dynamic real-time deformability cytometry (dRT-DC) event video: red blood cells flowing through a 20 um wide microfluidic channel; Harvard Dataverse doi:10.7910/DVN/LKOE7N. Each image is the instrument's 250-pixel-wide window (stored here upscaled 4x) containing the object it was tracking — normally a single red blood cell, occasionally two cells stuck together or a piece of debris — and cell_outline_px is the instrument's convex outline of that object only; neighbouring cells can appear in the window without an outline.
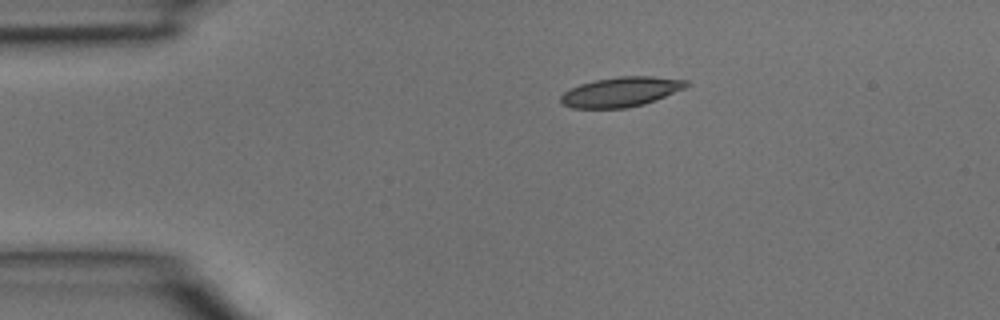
{"species": "common noctule bat (a hibernating species)", "species_latin": "Nyctalus noctula", "temperature_condition": "room temperature", "stored_images_in_passage": 2, "camera_frame_rate_fps": 3000, "um_per_image_px": 0.085, "animal": {"sex": "male", "body_mass_g": 15.6}, "frame": {"image": 1, "passage_image": 2, "time_ms": 0.333, "image_size_px": [1000, 320], "cell_outline_px": [[692, 84], [684, 88], [644, 104], [624, 108], [572, 108], [564, 104], [560, 100], [560, 96], [568, 88], [580, 84], [596, 80], [616, 76], [652, 76], [688, 80]], "centroid_in_image_um": [52.77, 7.8], "position_along_channel_um": 32.2, "area_um2": 21.73}}